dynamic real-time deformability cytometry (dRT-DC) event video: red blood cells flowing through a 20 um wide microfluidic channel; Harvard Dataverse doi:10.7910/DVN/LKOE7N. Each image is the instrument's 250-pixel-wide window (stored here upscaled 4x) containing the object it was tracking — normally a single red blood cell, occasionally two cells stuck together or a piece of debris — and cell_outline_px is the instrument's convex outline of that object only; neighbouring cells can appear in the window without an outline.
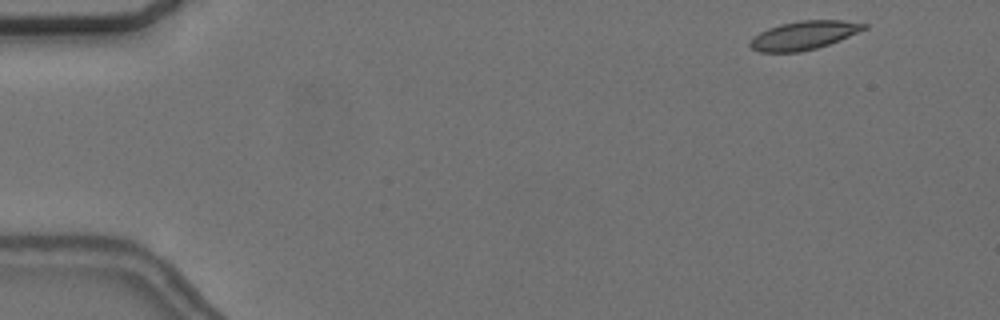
{"species": "common noctule bat (a hibernating species)", "species_latin": "Nyctalus noctula", "temperature_condition": "cold", "stored_images_in_passage": 52, "camera_frame_rate_fps": 3000, "um_per_image_px": 0.085, "animal": {"sex": "female", "body_mass_g": 24.6, "forearm_length_mm": 56.2}, "frame": {"image": 1, "passage_image": 1, "time_ms": 0.0, "image_size_px": [1000, 320], "cell_outline_px": [[868, 28], [840, 40], [816, 48], [800, 52], [760, 52], [752, 48], [748, 44], [752, 36], [768, 28], [780, 24], [800, 20], [840, 20], [868, 24]], "centroid_in_image_um": [68.31, 3.0], "position_along_channel_um": 16.7, "area_um2": 19.02}}
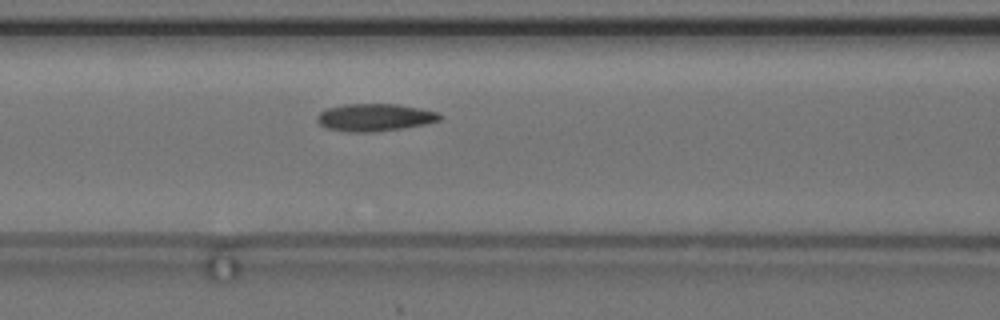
{"frame": {"image": 2, "passage_image": 20, "time_ms": 6.333, "image_size_px": [1000, 320], "cell_outline_px": [[444, 116], [440, 120], [424, 124], [376, 132], [348, 132], [324, 128], [316, 120], [316, 116], [320, 112], [328, 108], [344, 104], [396, 104], [420, 108], [440, 112]], "centroid_in_image_um": [31.85, 9.98], "position_along_channel_um": 134.8, "area_um2": 19.77}}
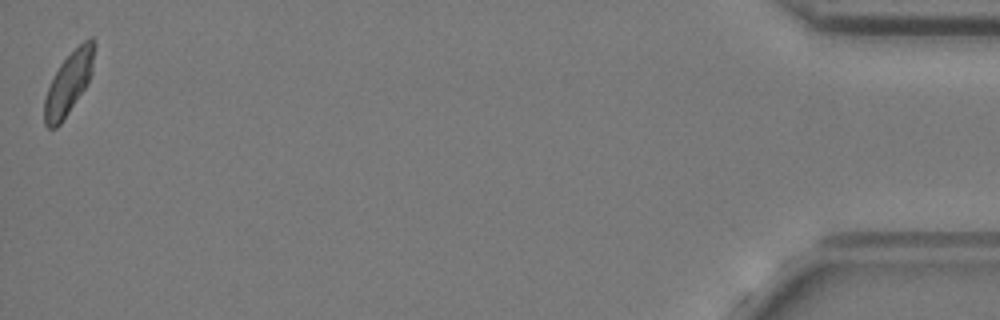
{"frame": {"image": 3, "passage_image": 52, "time_ms": 17.0, "image_size_px": [1000, 320], "cell_outline_px": [[96, 44], [92, 72], [88, 84], [60, 124], [56, 128], [48, 128], [44, 124], [44, 100], [48, 88], [60, 64], [88, 36], [92, 36]], "centroid_in_image_um": [5.87, 7.05], "position_along_channel_um": 429.3, "area_um2": 18.03}, "authors_computed_cell_mechanics": {"area_um2": 19.0162, "velocity_mm_per_s": 3.6486, "shape_relaxation_time_tau1_ms": null, "shape_relaxation_time_tau2_ms": 1.2479, "deformation_change_tau1": null, "deformation_change_tau2": 0.0507}}